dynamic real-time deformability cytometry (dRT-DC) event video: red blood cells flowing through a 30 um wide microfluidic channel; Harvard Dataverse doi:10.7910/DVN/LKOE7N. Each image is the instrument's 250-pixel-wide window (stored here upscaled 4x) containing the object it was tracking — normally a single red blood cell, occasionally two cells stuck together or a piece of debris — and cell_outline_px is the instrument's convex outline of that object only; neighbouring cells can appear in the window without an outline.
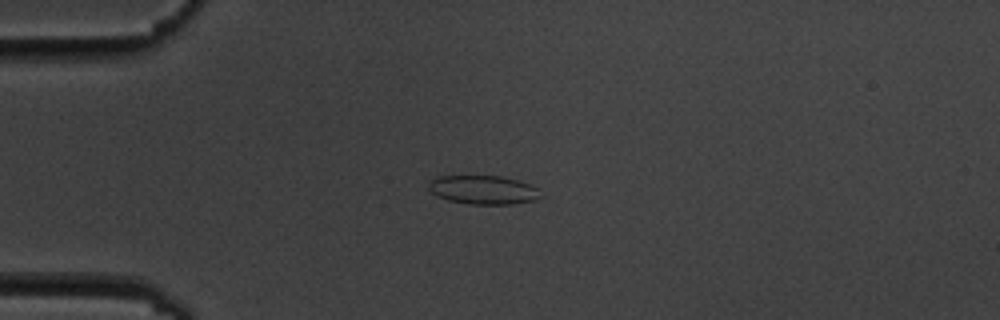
{"species": "common noctule bat (a hibernating species)", "species_latin": "Nyctalus noctula", "temperature_condition": "cold", "stored_images_in_passage": 8, "camera_frame_rate_fps": 3000, "um_per_image_px": 0.085, "animal": {"sex": "male", "body_mass_g": 19.5, "forearm_length_mm": 54.6}, "frame": {"image": 1, "passage_image": 5, "time_ms": 4.667, "image_size_px": [1000, 320], "cell_outline_px": [[544, 196], [536, 200], [512, 204], [468, 204], [448, 200], [432, 192], [428, 188], [428, 184], [436, 176], [500, 176], [516, 180], [528, 184], [536, 188]], "centroid_in_image_um": [41.1, 16.14], "position_along_channel_um": 43.9, "area_um2": 18.67}}
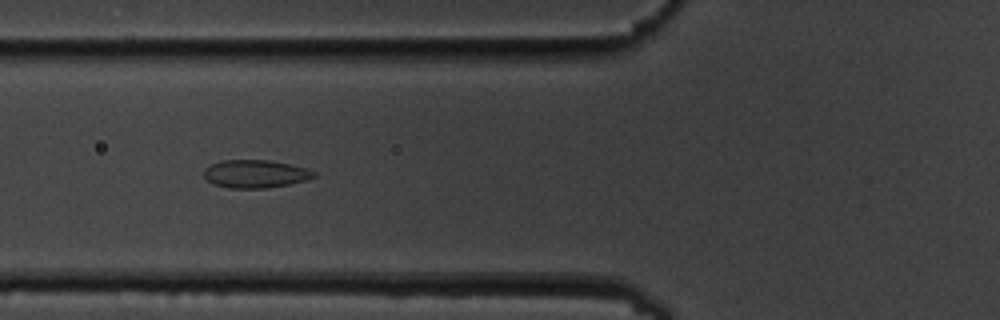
{"frame": {"image": 2, "passage_image": 7, "time_ms": 7.0, "image_size_px": [1000, 320], "cell_outline_px": [[316, 176], [308, 180], [268, 188], [228, 188], [212, 184], [204, 176], [204, 168], [212, 164], [224, 160], [268, 160], [288, 164], [304, 168], [316, 172]], "centroid_in_image_um": [21.69, 14.79], "position_along_channel_um": 104.1, "area_um2": 17.86}}
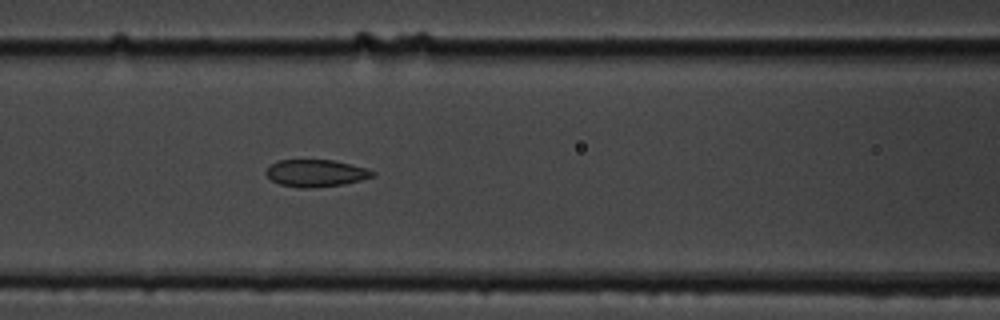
{"frame": {"image": 3, "passage_image": 8, "time_ms": 8.0, "image_size_px": [1000, 320], "cell_outline_px": [[376, 176], [344, 184], [308, 188], [300, 188], [280, 184], [272, 180], [264, 172], [276, 160], [332, 160], [368, 168], [376, 172]], "centroid_in_image_um": [26.87, 14.71], "position_along_channel_um": 139.7, "area_um2": 16.82}}